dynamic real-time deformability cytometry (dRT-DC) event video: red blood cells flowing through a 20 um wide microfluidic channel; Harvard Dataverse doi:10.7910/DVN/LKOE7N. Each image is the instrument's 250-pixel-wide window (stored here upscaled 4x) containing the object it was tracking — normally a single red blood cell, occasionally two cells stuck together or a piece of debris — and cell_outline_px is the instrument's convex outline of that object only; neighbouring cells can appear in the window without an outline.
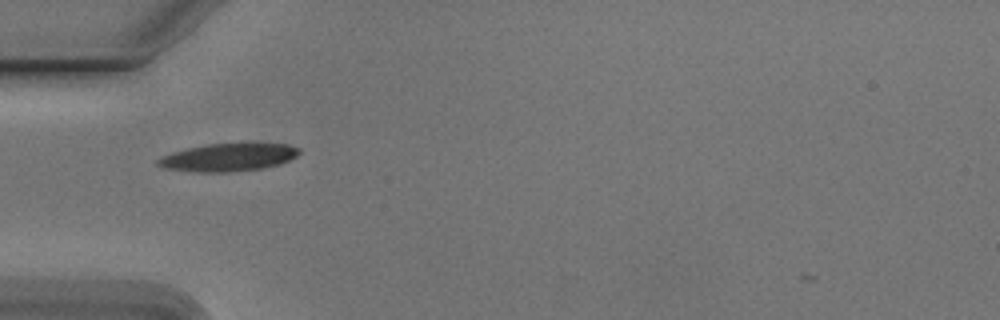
{"species": "Egyptian fruit bat (a non-hibernating species)", "species_latin": "Rousettus aegyptiacus", "temperature_condition": "cold", "stored_images_in_passage": 39, "camera_frame_rate_fps": 3000, "um_per_image_px": 0.085, "animal": {"sex": "male"}, "frame": {"image": 1, "passage_image": 1, "time_ms": 0.0, "image_size_px": [1000, 320], "cell_outline_px": [[300, 152], [296, 156], [288, 160], [276, 164], [260, 168], [228, 172], [196, 172], [164, 168], [156, 164], [156, 160], [160, 156], [172, 152], [188, 148], [208, 144], [244, 140], [252, 140], [288, 144], [300, 148]], "centroid_in_image_um": [19.43, 13.31], "position_along_channel_um": 65.6, "area_um2": 23.81}}
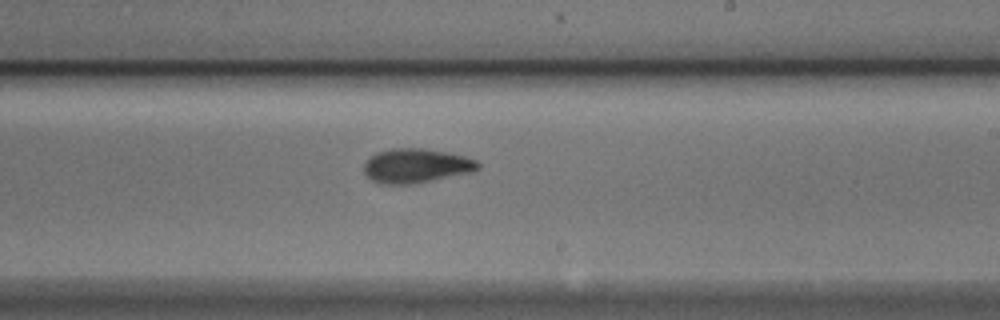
{"frame": {"image": 2, "passage_image": 16, "time_ms": 5.0, "image_size_px": [1000, 320], "cell_outline_px": [[480, 168], [472, 172], [408, 184], [380, 184], [372, 180], [364, 172], [364, 164], [376, 152], [392, 148], [420, 148], [444, 152], [464, 156], [476, 160], [480, 164]], "centroid_in_image_um": [35.36, 14.08], "position_along_channel_um": 253.6, "area_um2": 22.43}}
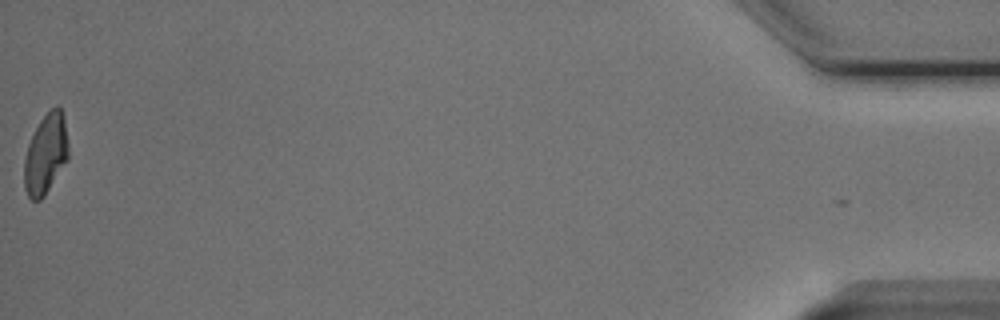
{"frame": {"image": 3, "passage_image": 38, "time_ms": 12.333, "image_size_px": [1000, 320], "cell_outline_px": [[68, 160], [44, 196], [40, 200], [32, 200], [28, 196], [24, 188], [24, 160], [28, 144], [40, 120], [56, 104], [60, 104], [64, 116], [68, 144]], "centroid_in_image_um": [3.9, 13.08], "position_along_channel_um": 431.3, "area_um2": 20.69}, "authors_computed_cell_mechanics": {"area_um2": 21.7328, "velocity_mm_per_s": 3.7823, "shape_relaxation_time_tau1_ms": 2.8555, "shape_relaxation_time_tau2_ms": 3.0287, "deformation_change_tau1": 0.1722, "deformation_change_tau2": 0.1045}}